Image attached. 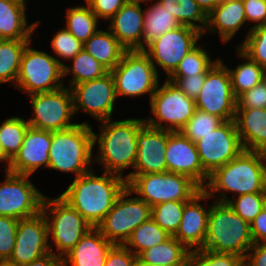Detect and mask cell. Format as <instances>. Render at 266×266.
<instances>
[{"label": "cell", "mask_w": 266, "mask_h": 266, "mask_svg": "<svg viewBox=\"0 0 266 266\" xmlns=\"http://www.w3.org/2000/svg\"><path fill=\"white\" fill-rule=\"evenodd\" d=\"M50 147L51 131L29 127L21 148L11 160L8 171L31 176L41 166L47 168Z\"/></svg>", "instance_id": "21"}, {"label": "cell", "mask_w": 266, "mask_h": 266, "mask_svg": "<svg viewBox=\"0 0 266 266\" xmlns=\"http://www.w3.org/2000/svg\"><path fill=\"white\" fill-rule=\"evenodd\" d=\"M147 1L148 0H126V3H134V4H140L141 5V3L147 2Z\"/></svg>", "instance_id": "58"}, {"label": "cell", "mask_w": 266, "mask_h": 266, "mask_svg": "<svg viewBox=\"0 0 266 266\" xmlns=\"http://www.w3.org/2000/svg\"><path fill=\"white\" fill-rule=\"evenodd\" d=\"M222 0H195L199 7L208 15Z\"/></svg>", "instance_id": "54"}, {"label": "cell", "mask_w": 266, "mask_h": 266, "mask_svg": "<svg viewBox=\"0 0 266 266\" xmlns=\"http://www.w3.org/2000/svg\"><path fill=\"white\" fill-rule=\"evenodd\" d=\"M114 244L97 227H92L81 240L61 258L62 266H104Z\"/></svg>", "instance_id": "24"}, {"label": "cell", "mask_w": 266, "mask_h": 266, "mask_svg": "<svg viewBox=\"0 0 266 266\" xmlns=\"http://www.w3.org/2000/svg\"><path fill=\"white\" fill-rule=\"evenodd\" d=\"M5 175L6 180L0 183V216L20 220L39 214L45 195L32 184L30 175L9 171Z\"/></svg>", "instance_id": "14"}, {"label": "cell", "mask_w": 266, "mask_h": 266, "mask_svg": "<svg viewBox=\"0 0 266 266\" xmlns=\"http://www.w3.org/2000/svg\"><path fill=\"white\" fill-rule=\"evenodd\" d=\"M168 130L145 124L137 134V152L134 171L128 175L167 172L165 158Z\"/></svg>", "instance_id": "20"}, {"label": "cell", "mask_w": 266, "mask_h": 266, "mask_svg": "<svg viewBox=\"0 0 266 266\" xmlns=\"http://www.w3.org/2000/svg\"><path fill=\"white\" fill-rule=\"evenodd\" d=\"M237 108H266V78L237 98Z\"/></svg>", "instance_id": "46"}, {"label": "cell", "mask_w": 266, "mask_h": 266, "mask_svg": "<svg viewBox=\"0 0 266 266\" xmlns=\"http://www.w3.org/2000/svg\"><path fill=\"white\" fill-rule=\"evenodd\" d=\"M195 144L203 169L209 175L244 150L234 119L224 121Z\"/></svg>", "instance_id": "16"}, {"label": "cell", "mask_w": 266, "mask_h": 266, "mask_svg": "<svg viewBox=\"0 0 266 266\" xmlns=\"http://www.w3.org/2000/svg\"><path fill=\"white\" fill-rule=\"evenodd\" d=\"M235 200L229 199L228 205L243 220L251 224L255 217L266 207V192L240 195Z\"/></svg>", "instance_id": "42"}, {"label": "cell", "mask_w": 266, "mask_h": 266, "mask_svg": "<svg viewBox=\"0 0 266 266\" xmlns=\"http://www.w3.org/2000/svg\"><path fill=\"white\" fill-rule=\"evenodd\" d=\"M109 21L106 29L127 51H142L144 10L140 4L126 3Z\"/></svg>", "instance_id": "23"}, {"label": "cell", "mask_w": 266, "mask_h": 266, "mask_svg": "<svg viewBox=\"0 0 266 266\" xmlns=\"http://www.w3.org/2000/svg\"><path fill=\"white\" fill-rule=\"evenodd\" d=\"M190 250L174 236L145 250L139 257L150 264L158 266H186Z\"/></svg>", "instance_id": "30"}, {"label": "cell", "mask_w": 266, "mask_h": 266, "mask_svg": "<svg viewBox=\"0 0 266 266\" xmlns=\"http://www.w3.org/2000/svg\"><path fill=\"white\" fill-rule=\"evenodd\" d=\"M27 0H0V39L31 40L39 21L28 25Z\"/></svg>", "instance_id": "26"}, {"label": "cell", "mask_w": 266, "mask_h": 266, "mask_svg": "<svg viewBox=\"0 0 266 266\" xmlns=\"http://www.w3.org/2000/svg\"><path fill=\"white\" fill-rule=\"evenodd\" d=\"M210 197L219 192L218 202L229 201L226 192L236 196L266 192V153L243 150L237 157L214 170L202 188ZM210 190V191H209Z\"/></svg>", "instance_id": "2"}, {"label": "cell", "mask_w": 266, "mask_h": 266, "mask_svg": "<svg viewBox=\"0 0 266 266\" xmlns=\"http://www.w3.org/2000/svg\"><path fill=\"white\" fill-rule=\"evenodd\" d=\"M181 26L176 17L157 1L144 10L142 51L164 33Z\"/></svg>", "instance_id": "29"}, {"label": "cell", "mask_w": 266, "mask_h": 266, "mask_svg": "<svg viewBox=\"0 0 266 266\" xmlns=\"http://www.w3.org/2000/svg\"><path fill=\"white\" fill-rule=\"evenodd\" d=\"M126 187L119 195L112 209L97 226L101 234L114 245H124L132 232L151 218V206Z\"/></svg>", "instance_id": "9"}, {"label": "cell", "mask_w": 266, "mask_h": 266, "mask_svg": "<svg viewBox=\"0 0 266 266\" xmlns=\"http://www.w3.org/2000/svg\"><path fill=\"white\" fill-rule=\"evenodd\" d=\"M134 266H158V265L147 263L143 261L139 256H137Z\"/></svg>", "instance_id": "56"}, {"label": "cell", "mask_w": 266, "mask_h": 266, "mask_svg": "<svg viewBox=\"0 0 266 266\" xmlns=\"http://www.w3.org/2000/svg\"><path fill=\"white\" fill-rule=\"evenodd\" d=\"M245 22L243 0H222L207 15L206 28L213 34L218 31L221 41L226 43L232 39Z\"/></svg>", "instance_id": "27"}, {"label": "cell", "mask_w": 266, "mask_h": 266, "mask_svg": "<svg viewBox=\"0 0 266 266\" xmlns=\"http://www.w3.org/2000/svg\"><path fill=\"white\" fill-rule=\"evenodd\" d=\"M240 49L266 70V24L248 31Z\"/></svg>", "instance_id": "43"}, {"label": "cell", "mask_w": 266, "mask_h": 266, "mask_svg": "<svg viewBox=\"0 0 266 266\" xmlns=\"http://www.w3.org/2000/svg\"><path fill=\"white\" fill-rule=\"evenodd\" d=\"M71 61L73 62L72 67L66 64L62 67L63 77L67 76V74H73L69 88L81 82L103 77L109 72L84 48Z\"/></svg>", "instance_id": "34"}, {"label": "cell", "mask_w": 266, "mask_h": 266, "mask_svg": "<svg viewBox=\"0 0 266 266\" xmlns=\"http://www.w3.org/2000/svg\"><path fill=\"white\" fill-rule=\"evenodd\" d=\"M74 113L82 110L98 121L111 119L114 100L117 99L115 82L111 72L103 77L81 82L71 87Z\"/></svg>", "instance_id": "17"}, {"label": "cell", "mask_w": 266, "mask_h": 266, "mask_svg": "<svg viewBox=\"0 0 266 266\" xmlns=\"http://www.w3.org/2000/svg\"><path fill=\"white\" fill-rule=\"evenodd\" d=\"M187 202L169 201L151 207V218L170 236H174L181 223Z\"/></svg>", "instance_id": "39"}, {"label": "cell", "mask_w": 266, "mask_h": 266, "mask_svg": "<svg viewBox=\"0 0 266 266\" xmlns=\"http://www.w3.org/2000/svg\"><path fill=\"white\" fill-rule=\"evenodd\" d=\"M0 266H15V265L8 260H0Z\"/></svg>", "instance_id": "57"}, {"label": "cell", "mask_w": 266, "mask_h": 266, "mask_svg": "<svg viewBox=\"0 0 266 266\" xmlns=\"http://www.w3.org/2000/svg\"><path fill=\"white\" fill-rule=\"evenodd\" d=\"M218 61H212L207 51L202 46H196L179 63L178 67L169 77H186L206 75Z\"/></svg>", "instance_id": "38"}, {"label": "cell", "mask_w": 266, "mask_h": 266, "mask_svg": "<svg viewBox=\"0 0 266 266\" xmlns=\"http://www.w3.org/2000/svg\"><path fill=\"white\" fill-rule=\"evenodd\" d=\"M158 85L150 99L151 113L157 118L145 119L151 127L171 132L180 131L196 109L195 100L185 95L178 86L165 80L163 86ZM166 122L167 126L163 125Z\"/></svg>", "instance_id": "11"}, {"label": "cell", "mask_w": 266, "mask_h": 266, "mask_svg": "<svg viewBox=\"0 0 266 266\" xmlns=\"http://www.w3.org/2000/svg\"><path fill=\"white\" fill-rule=\"evenodd\" d=\"M253 245L250 223L236 214L228 203L213 201L202 249L234 254L244 260Z\"/></svg>", "instance_id": "4"}, {"label": "cell", "mask_w": 266, "mask_h": 266, "mask_svg": "<svg viewBox=\"0 0 266 266\" xmlns=\"http://www.w3.org/2000/svg\"><path fill=\"white\" fill-rule=\"evenodd\" d=\"M186 266H244V264L243 259L234 254L198 249L190 250Z\"/></svg>", "instance_id": "41"}, {"label": "cell", "mask_w": 266, "mask_h": 266, "mask_svg": "<svg viewBox=\"0 0 266 266\" xmlns=\"http://www.w3.org/2000/svg\"><path fill=\"white\" fill-rule=\"evenodd\" d=\"M19 266H62V264L61 258L53 251L30 263Z\"/></svg>", "instance_id": "53"}, {"label": "cell", "mask_w": 266, "mask_h": 266, "mask_svg": "<svg viewBox=\"0 0 266 266\" xmlns=\"http://www.w3.org/2000/svg\"><path fill=\"white\" fill-rule=\"evenodd\" d=\"M244 266H266V243H255L247 252Z\"/></svg>", "instance_id": "51"}, {"label": "cell", "mask_w": 266, "mask_h": 266, "mask_svg": "<svg viewBox=\"0 0 266 266\" xmlns=\"http://www.w3.org/2000/svg\"><path fill=\"white\" fill-rule=\"evenodd\" d=\"M110 72L114 78L117 98L138 97L149 93L151 99L160 85V75L144 51H126L120 63Z\"/></svg>", "instance_id": "10"}, {"label": "cell", "mask_w": 266, "mask_h": 266, "mask_svg": "<svg viewBox=\"0 0 266 266\" xmlns=\"http://www.w3.org/2000/svg\"><path fill=\"white\" fill-rule=\"evenodd\" d=\"M224 122L223 119L210 113L195 109L193 116L180 130V132L192 142L200 140L211 133Z\"/></svg>", "instance_id": "40"}, {"label": "cell", "mask_w": 266, "mask_h": 266, "mask_svg": "<svg viewBox=\"0 0 266 266\" xmlns=\"http://www.w3.org/2000/svg\"><path fill=\"white\" fill-rule=\"evenodd\" d=\"M206 75H195L186 77H168L167 79L175 83L178 88L189 98L196 100L202 89Z\"/></svg>", "instance_id": "47"}, {"label": "cell", "mask_w": 266, "mask_h": 266, "mask_svg": "<svg viewBox=\"0 0 266 266\" xmlns=\"http://www.w3.org/2000/svg\"><path fill=\"white\" fill-rule=\"evenodd\" d=\"M27 44L22 54L16 84L28 95L52 92L64 86L62 61L46 52L38 51Z\"/></svg>", "instance_id": "7"}, {"label": "cell", "mask_w": 266, "mask_h": 266, "mask_svg": "<svg viewBox=\"0 0 266 266\" xmlns=\"http://www.w3.org/2000/svg\"><path fill=\"white\" fill-rule=\"evenodd\" d=\"M30 96L33 116L27 122L30 127L45 131L66 130L78 123H72L74 113L73 94L71 88L35 93Z\"/></svg>", "instance_id": "12"}, {"label": "cell", "mask_w": 266, "mask_h": 266, "mask_svg": "<svg viewBox=\"0 0 266 266\" xmlns=\"http://www.w3.org/2000/svg\"><path fill=\"white\" fill-rule=\"evenodd\" d=\"M101 132H93V145L98 143L99 154L95 160L102 164L104 172L123 177V170L134 167L137 152V134L146 124L145 119L100 121ZM98 140V141H97Z\"/></svg>", "instance_id": "3"}, {"label": "cell", "mask_w": 266, "mask_h": 266, "mask_svg": "<svg viewBox=\"0 0 266 266\" xmlns=\"http://www.w3.org/2000/svg\"><path fill=\"white\" fill-rule=\"evenodd\" d=\"M83 44L66 28L59 30L51 41V46L56 55L64 60L75 57L83 49Z\"/></svg>", "instance_id": "44"}, {"label": "cell", "mask_w": 266, "mask_h": 266, "mask_svg": "<svg viewBox=\"0 0 266 266\" xmlns=\"http://www.w3.org/2000/svg\"><path fill=\"white\" fill-rule=\"evenodd\" d=\"M208 198L210 196L201 190L184 206L181 223L174 237L189 250H198L204 247L210 206L206 210L200 204V200Z\"/></svg>", "instance_id": "22"}, {"label": "cell", "mask_w": 266, "mask_h": 266, "mask_svg": "<svg viewBox=\"0 0 266 266\" xmlns=\"http://www.w3.org/2000/svg\"><path fill=\"white\" fill-rule=\"evenodd\" d=\"M165 158L167 172L186 175L201 188L206 185L209 174L203 169L196 144L180 131H168Z\"/></svg>", "instance_id": "19"}, {"label": "cell", "mask_w": 266, "mask_h": 266, "mask_svg": "<svg viewBox=\"0 0 266 266\" xmlns=\"http://www.w3.org/2000/svg\"><path fill=\"white\" fill-rule=\"evenodd\" d=\"M48 239V224L42 211L33 217L20 219L14 249L8 261L19 266L53 252Z\"/></svg>", "instance_id": "18"}, {"label": "cell", "mask_w": 266, "mask_h": 266, "mask_svg": "<svg viewBox=\"0 0 266 266\" xmlns=\"http://www.w3.org/2000/svg\"><path fill=\"white\" fill-rule=\"evenodd\" d=\"M202 34L193 27L181 25L161 35L144 52L150 57L157 73L159 74L156 67L160 66L168 78L180 61L197 46Z\"/></svg>", "instance_id": "15"}, {"label": "cell", "mask_w": 266, "mask_h": 266, "mask_svg": "<svg viewBox=\"0 0 266 266\" xmlns=\"http://www.w3.org/2000/svg\"><path fill=\"white\" fill-rule=\"evenodd\" d=\"M246 21L257 24L252 28L266 24V0H243Z\"/></svg>", "instance_id": "50"}, {"label": "cell", "mask_w": 266, "mask_h": 266, "mask_svg": "<svg viewBox=\"0 0 266 266\" xmlns=\"http://www.w3.org/2000/svg\"><path fill=\"white\" fill-rule=\"evenodd\" d=\"M29 127L27 120L16 116L6 119L0 125V142L11 160L21 148Z\"/></svg>", "instance_id": "37"}, {"label": "cell", "mask_w": 266, "mask_h": 266, "mask_svg": "<svg viewBox=\"0 0 266 266\" xmlns=\"http://www.w3.org/2000/svg\"><path fill=\"white\" fill-rule=\"evenodd\" d=\"M126 187L127 181L124 177L108 172L96 176L91 170L75 178L60 196L91 227H97Z\"/></svg>", "instance_id": "1"}, {"label": "cell", "mask_w": 266, "mask_h": 266, "mask_svg": "<svg viewBox=\"0 0 266 266\" xmlns=\"http://www.w3.org/2000/svg\"><path fill=\"white\" fill-rule=\"evenodd\" d=\"M83 48L109 72L120 63L127 51L109 29L98 30L83 44Z\"/></svg>", "instance_id": "28"}, {"label": "cell", "mask_w": 266, "mask_h": 266, "mask_svg": "<svg viewBox=\"0 0 266 266\" xmlns=\"http://www.w3.org/2000/svg\"><path fill=\"white\" fill-rule=\"evenodd\" d=\"M253 243H266V207L250 224Z\"/></svg>", "instance_id": "52"}, {"label": "cell", "mask_w": 266, "mask_h": 266, "mask_svg": "<svg viewBox=\"0 0 266 266\" xmlns=\"http://www.w3.org/2000/svg\"><path fill=\"white\" fill-rule=\"evenodd\" d=\"M31 41L0 39V83L16 84L22 54Z\"/></svg>", "instance_id": "32"}, {"label": "cell", "mask_w": 266, "mask_h": 266, "mask_svg": "<svg viewBox=\"0 0 266 266\" xmlns=\"http://www.w3.org/2000/svg\"><path fill=\"white\" fill-rule=\"evenodd\" d=\"M236 50L237 54L247 61L237 65L235 70L231 68L229 69L228 66L226 67L230 74L234 96L238 98L241 94L250 90L265 79L266 70L261 65L254 62L239 47H237Z\"/></svg>", "instance_id": "31"}, {"label": "cell", "mask_w": 266, "mask_h": 266, "mask_svg": "<svg viewBox=\"0 0 266 266\" xmlns=\"http://www.w3.org/2000/svg\"><path fill=\"white\" fill-rule=\"evenodd\" d=\"M0 161H4L6 163V168L4 169L5 171L9 170L11 159L5 154V151L2 147V144L0 142Z\"/></svg>", "instance_id": "55"}, {"label": "cell", "mask_w": 266, "mask_h": 266, "mask_svg": "<svg viewBox=\"0 0 266 266\" xmlns=\"http://www.w3.org/2000/svg\"><path fill=\"white\" fill-rule=\"evenodd\" d=\"M196 108L224 121L235 118L237 98L234 96L228 68L220 59L206 73L196 100Z\"/></svg>", "instance_id": "13"}, {"label": "cell", "mask_w": 266, "mask_h": 266, "mask_svg": "<svg viewBox=\"0 0 266 266\" xmlns=\"http://www.w3.org/2000/svg\"><path fill=\"white\" fill-rule=\"evenodd\" d=\"M234 121L244 150L266 153V108H236Z\"/></svg>", "instance_id": "25"}, {"label": "cell", "mask_w": 266, "mask_h": 266, "mask_svg": "<svg viewBox=\"0 0 266 266\" xmlns=\"http://www.w3.org/2000/svg\"><path fill=\"white\" fill-rule=\"evenodd\" d=\"M48 210V211H47ZM48 224V235H52L57 255H66L92 228L90 224L61 196L50 200L45 196L42 204ZM47 212H50L52 217Z\"/></svg>", "instance_id": "8"}, {"label": "cell", "mask_w": 266, "mask_h": 266, "mask_svg": "<svg viewBox=\"0 0 266 266\" xmlns=\"http://www.w3.org/2000/svg\"><path fill=\"white\" fill-rule=\"evenodd\" d=\"M157 2L166 7L181 25L193 27L203 34L207 32V15L195 0H158Z\"/></svg>", "instance_id": "35"}, {"label": "cell", "mask_w": 266, "mask_h": 266, "mask_svg": "<svg viewBox=\"0 0 266 266\" xmlns=\"http://www.w3.org/2000/svg\"><path fill=\"white\" fill-rule=\"evenodd\" d=\"M169 237L170 235L165 230L149 218L132 232L124 245L134 255L140 256L145 250L161 244Z\"/></svg>", "instance_id": "33"}, {"label": "cell", "mask_w": 266, "mask_h": 266, "mask_svg": "<svg viewBox=\"0 0 266 266\" xmlns=\"http://www.w3.org/2000/svg\"><path fill=\"white\" fill-rule=\"evenodd\" d=\"M124 178L127 187L151 207L169 201L188 202L202 190L190 177L173 172L127 175Z\"/></svg>", "instance_id": "6"}, {"label": "cell", "mask_w": 266, "mask_h": 266, "mask_svg": "<svg viewBox=\"0 0 266 266\" xmlns=\"http://www.w3.org/2000/svg\"><path fill=\"white\" fill-rule=\"evenodd\" d=\"M93 131L87 122L51 132L48 168L75 173V178L91 171Z\"/></svg>", "instance_id": "5"}, {"label": "cell", "mask_w": 266, "mask_h": 266, "mask_svg": "<svg viewBox=\"0 0 266 266\" xmlns=\"http://www.w3.org/2000/svg\"><path fill=\"white\" fill-rule=\"evenodd\" d=\"M66 13V29L82 43L98 31L99 19L88 4L68 8Z\"/></svg>", "instance_id": "36"}, {"label": "cell", "mask_w": 266, "mask_h": 266, "mask_svg": "<svg viewBox=\"0 0 266 266\" xmlns=\"http://www.w3.org/2000/svg\"><path fill=\"white\" fill-rule=\"evenodd\" d=\"M136 257L125 245H113L104 266H134Z\"/></svg>", "instance_id": "49"}, {"label": "cell", "mask_w": 266, "mask_h": 266, "mask_svg": "<svg viewBox=\"0 0 266 266\" xmlns=\"http://www.w3.org/2000/svg\"><path fill=\"white\" fill-rule=\"evenodd\" d=\"M87 4L98 19L110 20L126 4V0H90Z\"/></svg>", "instance_id": "48"}, {"label": "cell", "mask_w": 266, "mask_h": 266, "mask_svg": "<svg viewBox=\"0 0 266 266\" xmlns=\"http://www.w3.org/2000/svg\"><path fill=\"white\" fill-rule=\"evenodd\" d=\"M18 219L0 216V260H8L13 252Z\"/></svg>", "instance_id": "45"}]
</instances>
